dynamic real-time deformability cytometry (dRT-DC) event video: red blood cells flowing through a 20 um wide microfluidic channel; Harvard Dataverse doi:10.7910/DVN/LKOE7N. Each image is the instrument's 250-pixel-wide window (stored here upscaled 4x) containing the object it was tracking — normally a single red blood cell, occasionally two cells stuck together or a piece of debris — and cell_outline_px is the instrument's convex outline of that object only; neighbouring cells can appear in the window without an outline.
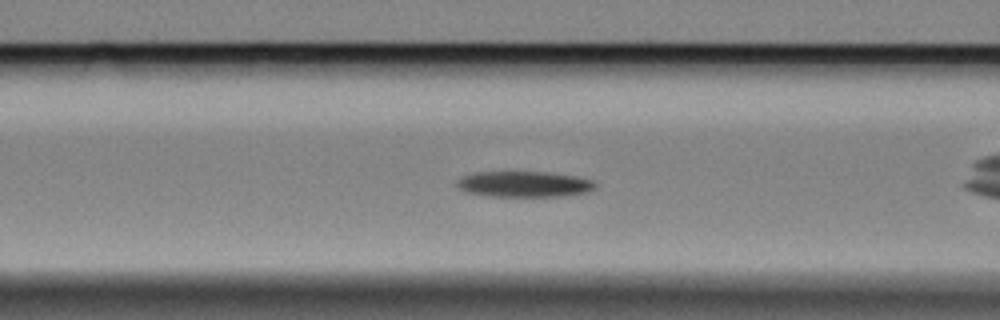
{"species": "Egyptian fruit bat (a non-hibernating species)", "species_latin": "Rousettus aegyptiacus", "temperature_condition": "cold", "stored_images_in_passage": 46, "camera_frame_rate_fps": 3000, "um_per_image_px": 0.085, "animal": {"sex": "female"}, "frame": {"image": 1, "passage_image": 8, "time_ms": 2.333, "image_size_px": [1000, 320], "cell_outline_px": [[596, 188], [588, 192], [564, 196], [484, 196], [464, 192], [456, 184], [464, 176], [476, 172], [548, 172], [576, 176], [596, 180]], "centroid_in_image_um": [44.61, 15.66], "position_along_channel_um": 122.0, "area_um2": 20.92}}
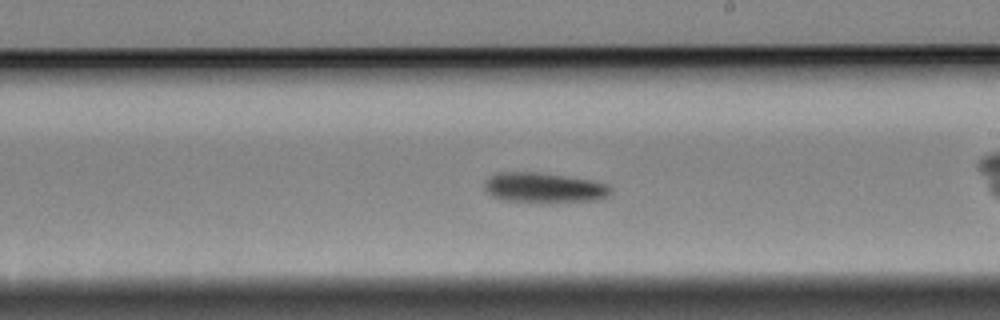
{"frame": {"image": 2, "passage_image": 19, "time_ms": 6.0, "image_size_px": [1000, 320], "cell_outline_px": [[612, 192], [608, 196], [600, 200], [544, 204], [500, 200], [492, 196], [484, 188], [484, 180], [488, 176], [496, 172], [536, 172], [564, 176], [588, 180], [608, 184], [612, 188]], "centroid_in_image_um": [46.22, 15.99], "position_along_channel_um": 242.8, "area_um2": 22.89}}
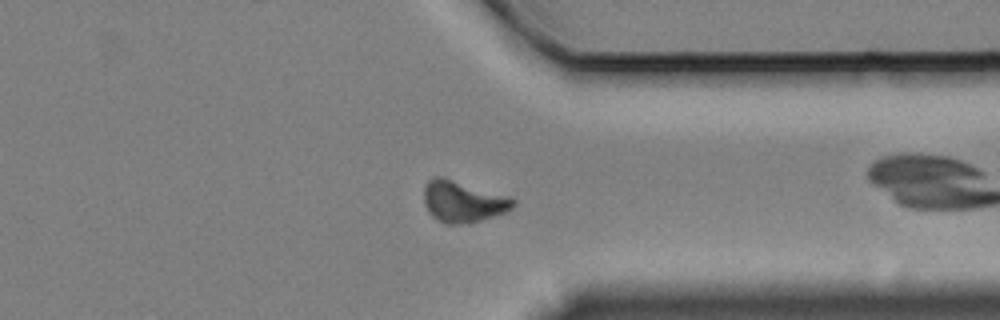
{"frame": {"image": 3, "passage_image": 31, "time_ms": 10.0, "image_size_px": [1000, 320], "cell_outline_px": [[516, 204], [512, 208], [504, 212], [468, 224], [444, 224], [436, 220], [428, 212], [424, 204], [424, 184], [432, 176], [444, 176], [512, 196], [516, 200]], "centroid_in_image_um": [39.34, 17.1], "position_along_channel_um": 372.1, "area_um2": 22.2}, "authors_computed_cell_mechanics": {"area_um2": 20.8369, "velocity_mm_per_s": 3.2979, "shape_relaxation_time_tau1_ms": 3.4845, "shape_relaxation_time_tau2_ms": null, "deformation_change_tau1": 0.1145, "deformation_change_tau2": null}}